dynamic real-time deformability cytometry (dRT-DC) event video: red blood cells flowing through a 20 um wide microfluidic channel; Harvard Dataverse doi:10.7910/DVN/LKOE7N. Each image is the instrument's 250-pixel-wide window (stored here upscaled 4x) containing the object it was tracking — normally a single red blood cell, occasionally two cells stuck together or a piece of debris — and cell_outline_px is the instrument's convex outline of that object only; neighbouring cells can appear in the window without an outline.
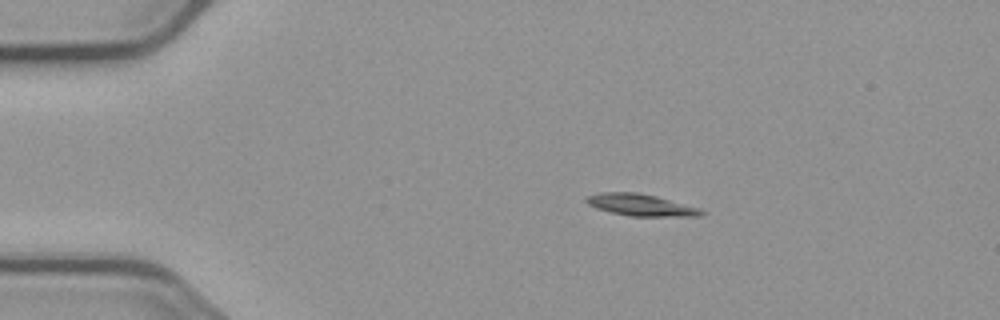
{"species": "common noctule bat (a hibernating species)", "species_latin": "Nyctalus noctula", "temperature_condition": "cold", "stored_images_in_passage": 5, "camera_frame_rate_fps": 3000, "um_per_image_px": 0.085, "animal": {"sex": "male", "body_mass_g": 23.1, "forearm_length_mm": 52.7}, "frame": {"image": 1, "passage_image": 3, "time_ms": 2.333, "image_size_px": [1000, 320], "cell_outline_px": [[704, 212], [700, 216], [632, 216], [612, 212], [596, 208], [588, 204], [584, 200], [584, 196], [600, 192], [636, 192], [656, 196], [700, 208]], "centroid_in_image_um": [54.42, 17.41], "position_along_channel_um": 30.6, "area_um2": 14.57}}
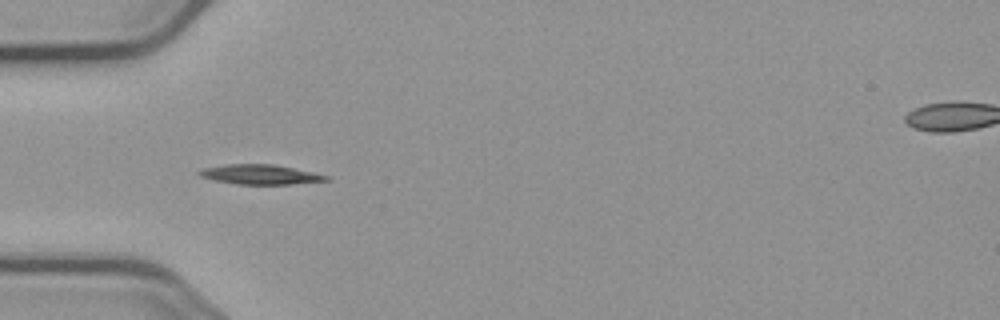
{"frame": {"image": 2, "passage_image": 5, "time_ms": 4.667, "image_size_px": [1000, 320], "cell_outline_px": [[332, 180], [292, 184], [236, 184], [212, 180], [200, 176], [196, 172], [200, 168], [224, 164], [272, 164], [312, 172], [328, 176]], "centroid_in_image_um": [22.05, 14.83], "position_along_channel_um": 63.0, "area_um2": 14.68}}